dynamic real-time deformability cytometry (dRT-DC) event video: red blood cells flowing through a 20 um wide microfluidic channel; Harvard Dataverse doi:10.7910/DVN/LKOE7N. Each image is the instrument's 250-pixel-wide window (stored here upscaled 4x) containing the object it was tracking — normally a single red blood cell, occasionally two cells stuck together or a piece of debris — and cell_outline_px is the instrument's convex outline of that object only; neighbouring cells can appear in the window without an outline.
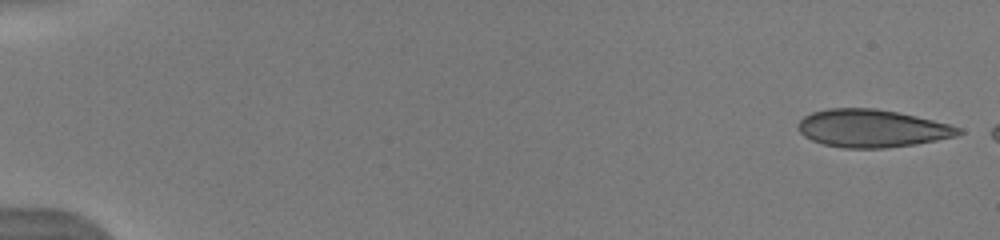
{"species": "human", "species_latin": "Homo sapiens", "temperature_condition": "warm", "stored_images_in_passage": 45, "camera_frame_rate_fps": 3000, "um_per_image_px": 0.085, "donor": {"sex": "male"}, "frame": {"image": 1, "passage_image": 1, "time_ms": 0.0, "image_size_px": [1000, 240], "cell_outline_px": [[964, 132], [956, 136], [916, 144], [884, 148], [844, 148], [824, 144], [812, 140], [804, 136], [796, 128], [796, 124], [804, 116], [812, 112], [828, 108], [876, 108], [916, 116], [948, 124], [960, 128]], "centroid_in_image_um": [74.08, 10.91], "position_along_channel_um": 10.9, "area_um2": 35.26}}